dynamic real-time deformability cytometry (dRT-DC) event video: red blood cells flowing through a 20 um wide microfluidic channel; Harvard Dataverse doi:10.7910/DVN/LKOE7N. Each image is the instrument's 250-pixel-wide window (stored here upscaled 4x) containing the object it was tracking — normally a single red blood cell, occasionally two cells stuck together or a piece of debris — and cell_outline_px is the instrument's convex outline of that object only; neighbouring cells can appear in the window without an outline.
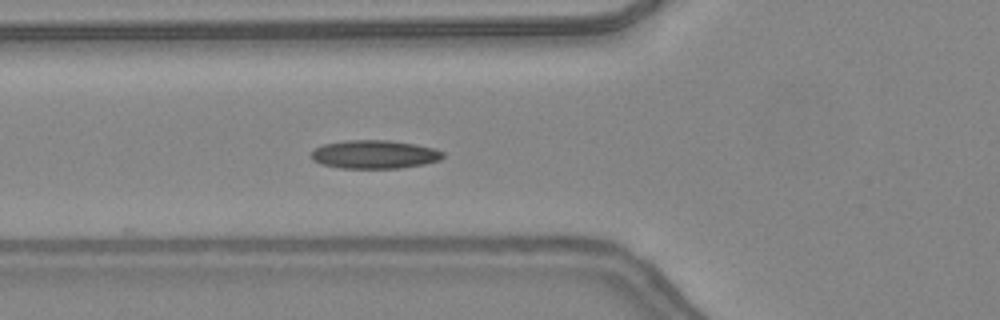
{"species": "common noctule bat (a hibernating species)", "species_latin": "Nyctalus noctula", "temperature_condition": "warm", "stored_images_in_passage": 35, "camera_frame_rate_fps": 3000, "um_per_image_px": 0.085, "animal": {"sex": "female", "body_mass_g": 24.6, "forearm_length_mm": 56.2}, "frame": {"image": 1, "passage_image": 5, "time_ms": 1.333, "image_size_px": [1000, 320], "cell_outline_px": [[444, 156], [440, 160], [424, 164], [400, 168], [340, 168], [320, 164], [312, 160], [312, 152], [316, 148], [324, 144], [344, 140], [388, 140], [416, 144], [436, 148], [444, 152]], "centroid_in_image_um": [31.86, 13.12], "position_along_channel_um": 93.9, "area_um2": 21.96}}
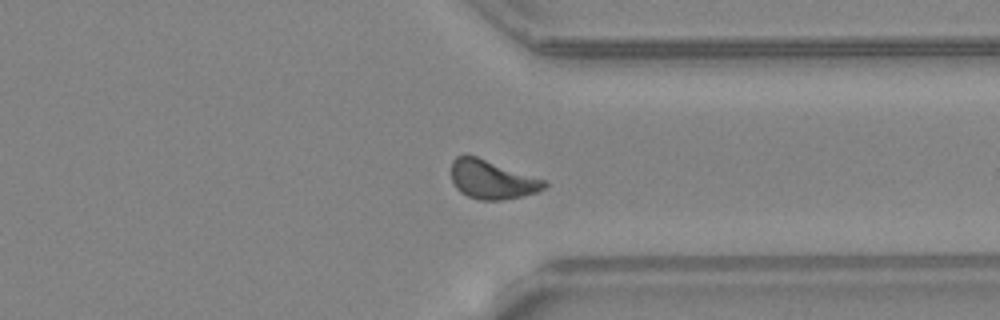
{"frame": {"image": 2, "passage_image": 24, "time_ms": 7.667, "image_size_px": [1000, 320], "cell_outline_px": [[548, 184], [544, 188], [536, 192], [520, 196], [500, 200], [480, 200], [468, 196], [460, 192], [456, 188], [452, 180], [452, 160], [456, 156], [476, 156], [548, 180]], "centroid_in_image_um": [41.84, 15.26], "position_along_channel_um": 369.6, "area_um2": 20.98}}
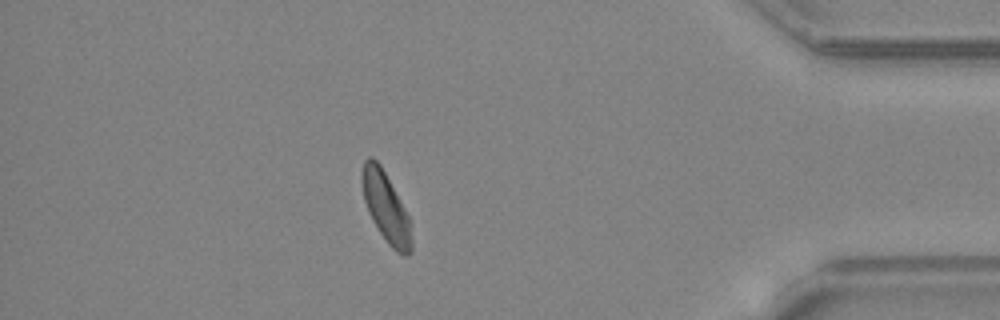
{"frame": {"image": 3, "passage_image": 29, "time_ms": 9.333, "image_size_px": [1000, 320], "cell_outline_px": [[412, 252], [408, 256], [404, 256], [396, 252], [388, 244], [372, 220], [368, 212], [364, 200], [360, 180], [360, 172], [364, 160], [368, 156], [372, 156], [380, 164], [404, 208], [408, 216], [412, 240]], "centroid_in_image_um": [32.77, 17.61], "position_along_channel_um": 402.4, "area_um2": 20.17}, "authors_computed_cell_mechanics": {"area_um2": 20.519, "velocity_mm_per_s": 4.3593, "shape_relaxation_time_tau1_ms": 8.1736, "shape_relaxation_time_tau2_ms": 2.0818, "deformation_change_tau1": 0.2063, "deformation_change_tau2": 0.0794}}